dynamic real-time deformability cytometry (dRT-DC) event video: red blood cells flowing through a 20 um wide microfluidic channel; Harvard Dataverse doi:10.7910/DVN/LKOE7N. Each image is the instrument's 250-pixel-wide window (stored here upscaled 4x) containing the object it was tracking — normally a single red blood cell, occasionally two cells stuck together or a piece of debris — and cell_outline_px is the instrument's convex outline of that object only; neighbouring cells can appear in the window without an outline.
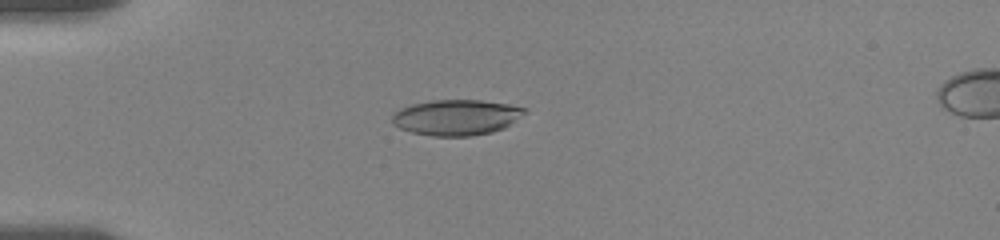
{"species": "human", "species_latin": "Homo sapiens", "temperature_condition": "room temperature", "stored_images_in_passage": 18, "camera_frame_rate_fps": 3000, "um_per_image_px": 0.085, "donor": {"sex": "female"}, "frame": {"image": 1, "passage_image": 6, "time_ms": 5.0, "image_size_px": [1000, 240], "cell_outline_px": [[528, 112], [504, 128], [492, 132], [472, 136], [432, 136], [412, 132], [400, 128], [392, 124], [392, 116], [400, 108], [412, 104], [432, 100], [480, 100], [508, 104], [528, 108]], "centroid_in_image_um": [38.82, 9.97], "position_along_channel_um": 46.2, "area_um2": 27.63}}
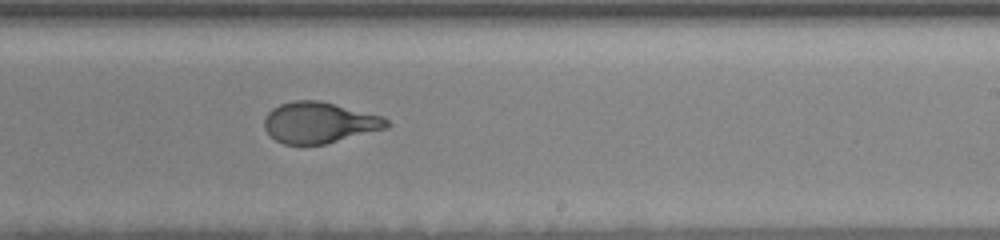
{"frame": {"image": 2, "passage_image": 12, "time_ms": 11.667, "image_size_px": [1000, 240], "cell_outline_px": [[392, 124], [388, 128], [324, 144], [284, 144], [276, 140], [264, 128], [264, 120], [268, 112], [272, 108], [280, 104], [296, 100], [320, 100], [384, 116]], "centroid_in_image_um": [27.18, 10.41], "position_along_channel_um": 261.8, "area_um2": 29.3}}
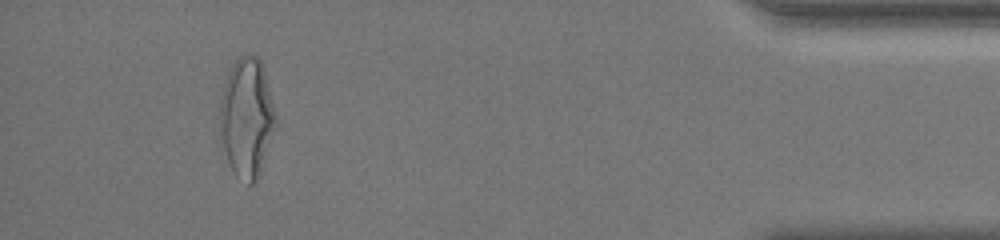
{"frame": {"image": 3, "passage_image": 17, "time_ms": 17.333, "image_size_px": [1000, 240], "cell_outline_px": [[276, 120], [260, 176], [252, 184], [248, 184], [236, 176], [228, 164], [224, 148], [220, 128], [220, 100], [224, 84], [228, 72], [232, 64], [240, 56], [248, 52], [256, 56], [260, 60], [264, 68], [276, 116]], "centroid_in_image_um": [20.97, 9.98], "position_along_channel_um": 414.2, "area_um2": 38.67}, "authors_computed_cell_mechanics": {"area_um2": 29.8537, "velocity_mm_per_s": 3.6128, "shape_relaxation_time_tau1_ms": 4.6013, "shape_relaxation_time_tau2_ms": null, "deformation_change_tau1": 0.1672, "deformation_change_tau2": null}}